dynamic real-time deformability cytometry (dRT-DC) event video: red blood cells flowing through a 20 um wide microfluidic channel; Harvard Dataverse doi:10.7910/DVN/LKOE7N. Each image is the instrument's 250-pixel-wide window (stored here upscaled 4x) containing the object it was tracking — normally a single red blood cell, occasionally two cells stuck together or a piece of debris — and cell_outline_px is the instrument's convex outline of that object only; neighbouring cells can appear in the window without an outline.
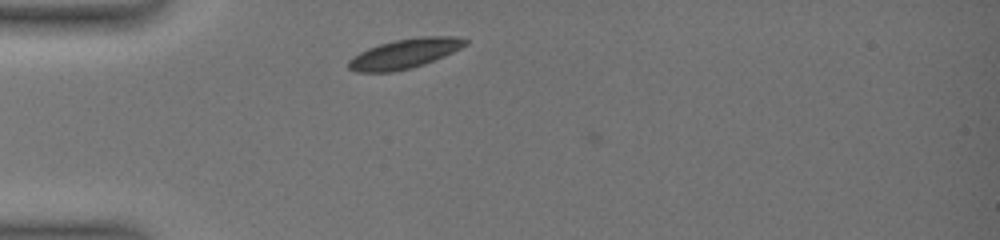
{"species": "common noctule bat (a hibernating species)", "species_latin": "Nyctalus noctula", "temperature_condition": "warm", "stored_images_in_passage": 4, "camera_frame_rate_fps": 3000, "um_per_image_px": 0.085, "animal": {"sex": "female", "body_mass_g": 19.0, "forearm_length_mm": 51.5}, "frame": {"image": 1, "passage_image": 3, "time_ms": 0.667, "image_size_px": [1000, 240], "cell_outline_px": [[468, 44], [444, 56], [424, 64], [392, 72], [356, 72], [348, 68], [348, 60], [352, 56], [368, 48], [380, 44], [396, 40], [420, 36], [460, 36], [468, 40]], "centroid_in_image_um": [34.4, 4.55], "position_along_channel_um": 50.6, "area_um2": 20.11}}